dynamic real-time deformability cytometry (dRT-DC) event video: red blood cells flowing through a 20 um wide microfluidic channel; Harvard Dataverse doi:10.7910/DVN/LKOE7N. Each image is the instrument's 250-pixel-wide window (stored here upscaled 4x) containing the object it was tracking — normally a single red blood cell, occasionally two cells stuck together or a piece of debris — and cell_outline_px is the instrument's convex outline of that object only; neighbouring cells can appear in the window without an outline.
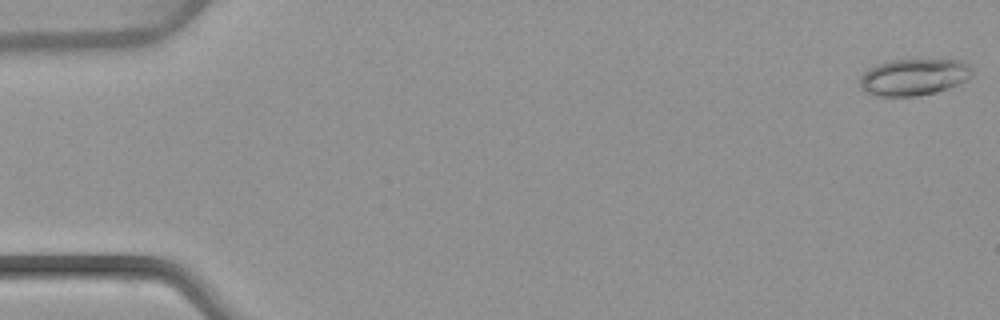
{"species": "common noctule bat (a hibernating species)", "species_latin": "Nyctalus noctula", "temperature_condition": "warm", "stored_images_in_passage": 10, "camera_frame_rate_fps": 3000, "um_per_image_px": 0.085, "animal": {"sex": "female", "body_mass_g": 22.7, "forearm_length_mm": 54.2}, "frame": {"image": 1, "passage_image": 1, "time_ms": 0.0, "image_size_px": [1000, 320], "cell_outline_px": [[972, 76], [968, 80], [948, 88], [936, 92], [916, 96], [880, 96], [864, 92], [860, 88], [860, 76], [868, 68], [876, 64], [892, 60], [964, 60], [972, 68]], "centroid_in_image_um": [77.67, 6.55], "position_along_channel_um": 7.3, "area_um2": 24.16}}